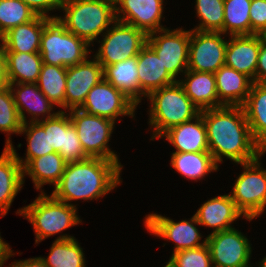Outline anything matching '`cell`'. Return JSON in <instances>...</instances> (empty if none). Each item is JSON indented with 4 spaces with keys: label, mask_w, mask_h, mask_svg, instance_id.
Here are the masks:
<instances>
[{
    "label": "cell",
    "mask_w": 266,
    "mask_h": 267,
    "mask_svg": "<svg viewBox=\"0 0 266 267\" xmlns=\"http://www.w3.org/2000/svg\"><path fill=\"white\" fill-rule=\"evenodd\" d=\"M209 152L219 165L223 158L236 164L255 160L264 151L254 141L243 107L222 106L200 111Z\"/></svg>",
    "instance_id": "obj_1"
},
{
    "label": "cell",
    "mask_w": 266,
    "mask_h": 267,
    "mask_svg": "<svg viewBox=\"0 0 266 267\" xmlns=\"http://www.w3.org/2000/svg\"><path fill=\"white\" fill-rule=\"evenodd\" d=\"M122 167L120 162L102 158L67 163L51 195L71 206H75L72 201L98 200L121 184Z\"/></svg>",
    "instance_id": "obj_2"
},
{
    "label": "cell",
    "mask_w": 266,
    "mask_h": 267,
    "mask_svg": "<svg viewBox=\"0 0 266 267\" xmlns=\"http://www.w3.org/2000/svg\"><path fill=\"white\" fill-rule=\"evenodd\" d=\"M60 10L58 21L90 46L116 21L115 0H63Z\"/></svg>",
    "instance_id": "obj_3"
},
{
    "label": "cell",
    "mask_w": 266,
    "mask_h": 267,
    "mask_svg": "<svg viewBox=\"0 0 266 267\" xmlns=\"http://www.w3.org/2000/svg\"><path fill=\"white\" fill-rule=\"evenodd\" d=\"M147 99L151 104L148 119L153 128L151 140L159 139L173 126L191 121L200 114L178 81L151 92Z\"/></svg>",
    "instance_id": "obj_4"
},
{
    "label": "cell",
    "mask_w": 266,
    "mask_h": 267,
    "mask_svg": "<svg viewBox=\"0 0 266 267\" xmlns=\"http://www.w3.org/2000/svg\"><path fill=\"white\" fill-rule=\"evenodd\" d=\"M77 212L76 206L46 195L42 190L31 204L18 209L16 214L24 216L31 223L36 236L35 244H39L47 237L82 223Z\"/></svg>",
    "instance_id": "obj_5"
},
{
    "label": "cell",
    "mask_w": 266,
    "mask_h": 267,
    "mask_svg": "<svg viewBox=\"0 0 266 267\" xmlns=\"http://www.w3.org/2000/svg\"><path fill=\"white\" fill-rule=\"evenodd\" d=\"M82 38L69 32L58 19H51L43 28L39 54L43 63L70 67L84 62L92 50Z\"/></svg>",
    "instance_id": "obj_6"
},
{
    "label": "cell",
    "mask_w": 266,
    "mask_h": 267,
    "mask_svg": "<svg viewBox=\"0 0 266 267\" xmlns=\"http://www.w3.org/2000/svg\"><path fill=\"white\" fill-rule=\"evenodd\" d=\"M240 163L244 171L239 174L229 194L237 209L248 221L261 216L266 208V169L261 166V157Z\"/></svg>",
    "instance_id": "obj_7"
},
{
    "label": "cell",
    "mask_w": 266,
    "mask_h": 267,
    "mask_svg": "<svg viewBox=\"0 0 266 267\" xmlns=\"http://www.w3.org/2000/svg\"><path fill=\"white\" fill-rule=\"evenodd\" d=\"M102 36L101 42L98 40L100 47L93 57L104 68L137 56L147 44L148 35L141 29L116 20Z\"/></svg>",
    "instance_id": "obj_8"
},
{
    "label": "cell",
    "mask_w": 266,
    "mask_h": 267,
    "mask_svg": "<svg viewBox=\"0 0 266 267\" xmlns=\"http://www.w3.org/2000/svg\"><path fill=\"white\" fill-rule=\"evenodd\" d=\"M84 153L89 158H102L120 162L118 155L109 147L115 122L96 115H89L80 109L68 110Z\"/></svg>",
    "instance_id": "obj_9"
},
{
    "label": "cell",
    "mask_w": 266,
    "mask_h": 267,
    "mask_svg": "<svg viewBox=\"0 0 266 267\" xmlns=\"http://www.w3.org/2000/svg\"><path fill=\"white\" fill-rule=\"evenodd\" d=\"M160 34V35H159ZM190 30L168 28L151 32L147 44L157 53L166 70L178 81L188 70Z\"/></svg>",
    "instance_id": "obj_10"
},
{
    "label": "cell",
    "mask_w": 266,
    "mask_h": 267,
    "mask_svg": "<svg viewBox=\"0 0 266 267\" xmlns=\"http://www.w3.org/2000/svg\"><path fill=\"white\" fill-rule=\"evenodd\" d=\"M206 242L213 267H253L249 262L252 257V244L234 227L210 233Z\"/></svg>",
    "instance_id": "obj_11"
},
{
    "label": "cell",
    "mask_w": 266,
    "mask_h": 267,
    "mask_svg": "<svg viewBox=\"0 0 266 267\" xmlns=\"http://www.w3.org/2000/svg\"><path fill=\"white\" fill-rule=\"evenodd\" d=\"M79 109L89 115L104 117L116 122L119 116L134 117L137 106L103 78L89 91Z\"/></svg>",
    "instance_id": "obj_12"
},
{
    "label": "cell",
    "mask_w": 266,
    "mask_h": 267,
    "mask_svg": "<svg viewBox=\"0 0 266 267\" xmlns=\"http://www.w3.org/2000/svg\"><path fill=\"white\" fill-rule=\"evenodd\" d=\"M221 32L190 30L188 70L215 73L225 65L227 42Z\"/></svg>",
    "instance_id": "obj_13"
},
{
    "label": "cell",
    "mask_w": 266,
    "mask_h": 267,
    "mask_svg": "<svg viewBox=\"0 0 266 267\" xmlns=\"http://www.w3.org/2000/svg\"><path fill=\"white\" fill-rule=\"evenodd\" d=\"M145 229L150 234L175 243L172 253L197 248L205 245L206 238L200 242L202 235L196 225H200L193 215L190 220L174 222L170 217L150 213L144 219Z\"/></svg>",
    "instance_id": "obj_14"
},
{
    "label": "cell",
    "mask_w": 266,
    "mask_h": 267,
    "mask_svg": "<svg viewBox=\"0 0 266 267\" xmlns=\"http://www.w3.org/2000/svg\"><path fill=\"white\" fill-rule=\"evenodd\" d=\"M164 0H115V18L147 35L165 29L161 24Z\"/></svg>",
    "instance_id": "obj_15"
},
{
    "label": "cell",
    "mask_w": 266,
    "mask_h": 267,
    "mask_svg": "<svg viewBox=\"0 0 266 267\" xmlns=\"http://www.w3.org/2000/svg\"><path fill=\"white\" fill-rule=\"evenodd\" d=\"M103 78V67L95 58L67 67L64 109H79L89 91Z\"/></svg>",
    "instance_id": "obj_16"
},
{
    "label": "cell",
    "mask_w": 266,
    "mask_h": 267,
    "mask_svg": "<svg viewBox=\"0 0 266 267\" xmlns=\"http://www.w3.org/2000/svg\"><path fill=\"white\" fill-rule=\"evenodd\" d=\"M49 150L58 152L67 162H79L89 158L83 150L77 131L66 111L59 112L48 119Z\"/></svg>",
    "instance_id": "obj_17"
},
{
    "label": "cell",
    "mask_w": 266,
    "mask_h": 267,
    "mask_svg": "<svg viewBox=\"0 0 266 267\" xmlns=\"http://www.w3.org/2000/svg\"><path fill=\"white\" fill-rule=\"evenodd\" d=\"M8 86L23 124L40 122L54 117L59 112H53L55 105L40 91L37 83H9ZM25 112L31 115L30 121L27 120Z\"/></svg>",
    "instance_id": "obj_18"
},
{
    "label": "cell",
    "mask_w": 266,
    "mask_h": 267,
    "mask_svg": "<svg viewBox=\"0 0 266 267\" xmlns=\"http://www.w3.org/2000/svg\"><path fill=\"white\" fill-rule=\"evenodd\" d=\"M226 47L225 65L255 82L261 38L259 34L231 35Z\"/></svg>",
    "instance_id": "obj_19"
},
{
    "label": "cell",
    "mask_w": 266,
    "mask_h": 267,
    "mask_svg": "<svg viewBox=\"0 0 266 267\" xmlns=\"http://www.w3.org/2000/svg\"><path fill=\"white\" fill-rule=\"evenodd\" d=\"M139 103L151 92L171 85L177 80L166 70L157 53L146 44L137 55Z\"/></svg>",
    "instance_id": "obj_20"
},
{
    "label": "cell",
    "mask_w": 266,
    "mask_h": 267,
    "mask_svg": "<svg viewBox=\"0 0 266 267\" xmlns=\"http://www.w3.org/2000/svg\"><path fill=\"white\" fill-rule=\"evenodd\" d=\"M50 20L37 15L33 20L8 30L0 37L4 52L39 53L43 28Z\"/></svg>",
    "instance_id": "obj_21"
},
{
    "label": "cell",
    "mask_w": 266,
    "mask_h": 267,
    "mask_svg": "<svg viewBox=\"0 0 266 267\" xmlns=\"http://www.w3.org/2000/svg\"><path fill=\"white\" fill-rule=\"evenodd\" d=\"M194 215L200 226L213 228L211 233L233 228L231 224L244 217L229 194L208 199Z\"/></svg>",
    "instance_id": "obj_22"
},
{
    "label": "cell",
    "mask_w": 266,
    "mask_h": 267,
    "mask_svg": "<svg viewBox=\"0 0 266 267\" xmlns=\"http://www.w3.org/2000/svg\"><path fill=\"white\" fill-rule=\"evenodd\" d=\"M163 137L173 145L175 152L209 151L206 127L201 114L191 121L173 126L160 136L161 139Z\"/></svg>",
    "instance_id": "obj_23"
},
{
    "label": "cell",
    "mask_w": 266,
    "mask_h": 267,
    "mask_svg": "<svg viewBox=\"0 0 266 267\" xmlns=\"http://www.w3.org/2000/svg\"><path fill=\"white\" fill-rule=\"evenodd\" d=\"M23 184V168L16 153L10 147H4L0 156V217L8 213Z\"/></svg>",
    "instance_id": "obj_24"
},
{
    "label": "cell",
    "mask_w": 266,
    "mask_h": 267,
    "mask_svg": "<svg viewBox=\"0 0 266 267\" xmlns=\"http://www.w3.org/2000/svg\"><path fill=\"white\" fill-rule=\"evenodd\" d=\"M183 75L178 82L200 111L223 106L218 100L214 73L187 70Z\"/></svg>",
    "instance_id": "obj_25"
},
{
    "label": "cell",
    "mask_w": 266,
    "mask_h": 267,
    "mask_svg": "<svg viewBox=\"0 0 266 267\" xmlns=\"http://www.w3.org/2000/svg\"><path fill=\"white\" fill-rule=\"evenodd\" d=\"M218 100L223 106H243L253 81L243 73L226 65L215 73Z\"/></svg>",
    "instance_id": "obj_26"
},
{
    "label": "cell",
    "mask_w": 266,
    "mask_h": 267,
    "mask_svg": "<svg viewBox=\"0 0 266 267\" xmlns=\"http://www.w3.org/2000/svg\"><path fill=\"white\" fill-rule=\"evenodd\" d=\"M242 107L254 141L266 151V83L253 82Z\"/></svg>",
    "instance_id": "obj_27"
},
{
    "label": "cell",
    "mask_w": 266,
    "mask_h": 267,
    "mask_svg": "<svg viewBox=\"0 0 266 267\" xmlns=\"http://www.w3.org/2000/svg\"><path fill=\"white\" fill-rule=\"evenodd\" d=\"M66 165L67 162L58 152L34 158L23 168V182L27 175L31 177L36 190L41 191L46 184H53L52 186L55 187L59 183Z\"/></svg>",
    "instance_id": "obj_28"
},
{
    "label": "cell",
    "mask_w": 266,
    "mask_h": 267,
    "mask_svg": "<svg viewBox=\"0 0 266 267\" xmlns=\"http://www.w3.org/2000/svg\"><path fill=\"white\" fill-rule=\"evenodd\" d=\"M104 79L126 95L136 106L139 104L137 56L103 68Z\"/></svg>",
    "instance_id": "obj_29"
},
{
    "label": "cell",
    "mask_w": 266,
    "mask_h": 267,
    "mask_svg": "<svg viewBox=\"0 0 266 267\" xmlns=\"http://www.w3.org/2000/svg\"><path fill=\"white\" fill-rule=\"evenodd\" d=\"M170 163L181 176L191 181L204 179L205 175L208 176L219 168L209 151L173 152Z\"/></svg>",
    "instance_id": "obj_30"
},
{
    "label": "cell",
    "mask_w": 266,
    "mask_h": 267,
    "mask_svg": "<svg viewBox=\"0 0 266 267\" xmlns=\"http://www.w3.org/2000/svg\"><path fill=\"white\" fill-rule=\"evenodd\" d=\"M8 83H37L42 56L39 53L5 52Z\"/></svg>",
    "instance_id": "obj_31"
},
{
    "label": "cell",
    "mask_w": 266,
    "mask_h": 267,
    "mask_svg": "<svg viewBox=\"0 0 266 267\" xmlns=\"http://www.w3.org/2000/svg\"><path fill=\"white\" fill-rule=\"evenodd\" d=\"M84 256L80 243L65 233L53 241L47 258L41 259L46 267H86Z\"/></svg>",
    "instance_id": "obj_32"
},
{
    "label": "cell",
    "mask_w": 266,
    "mask_h": 267,
    "mask_svg": "<svg viewBox=\"0 0 266 267\" xmlns=\"http://www.w3.org/2000/svg\"><path fill=\"white\" fill-rule=\"evenodd\" d=\"M26 134L27 138V151L25 159L19 157L16 149L11 141V136L7 137L5 147H10L17 155V159L24 168L32 159L41 157L43 155L55 152L54 150H49V140H48V119L31 123H24L20 135Z\"/></svg>",
    "instance_id": "obj_33"
},
{
    "label": "cell",
    "mask_w": 266,
    "mask_h": 267,
    "mask_svg": "<svg viewBox=\"0 0 266 267\" xmlns=\"http://www.w3.org/2000/svg\"><path fill=\"white\" fill-rule=\"evenodd\" d=\"M66 72L67 67L43 63L37 81L38 88L52 104L63 109L66 91Z\"/></svg>",
    "instance_id": "obj_34"
},
{
    "label": "cell",
    "mask_w": 266,
    "mask_h": 267,
    "mask_svg": "<svg viewBox=\"0 0 266 267\" xmlns=\"http://www.w3.org/2000/svg\"><path fill=\"white\" fill-rule=\"evenodd\" d=\"M251 0H224L223 34L251 35Z\"/></svg>",
    "instance_id": "obj_35"
},
{
    "label": "cell",
    "mask_w": 266,
    "mask_h": 267,
    "mask_svg": "<svg viewBox=\"0 0 266 267\" xmlns=\"http://www.w3.org/2000/svg\"><path fill=\"white\" fill-rule=\"evenodd\" d=\"M199 24L192 30L223 33L224 0H196Z\"/></svg>",
    "instance_id": "obj_36"
},
{
    "label": "cell",
    "mask_w": 266,
    "mask_h": 267,
    "mask_svg": "<svg viewBox=\"0 0 266 267\" xmlns=\"http://www.w3.org/2000/svg\"><path fill=\"white\" fill-rule=\"evenodd\" d=\"M36 16L21 0H0V37L11 28L27 23Z\"/></svg>",
    "instance_id": "obj_37"
},
{
    "label": "cell",
    "mask_w": 266,
    "mask_h": 267,
    "mask_svg": "<svg viewBox=\"0 0 266 267\" xmlns=\"http://www.w3.org/2000/svg\"><path fill=\"white\" fill-rule=\"evenodd\" d=\"M23 126L19 112L9 86L0 91V131L11 134H20Z\"/></svg>",
    "instance_id": "obj_38"
},
{
    "label": "cell",
    "mask_w": 266,
    "mask_h": 267,
    "mask_svg": "<svg viewBox=\"0 0 266 267\" xmlns=\"http://www.w3.org/2000/svg\"><path fill=\"white\" fill-rule=\"evenodd\" d=\"M167 264L170 267H213L207 244L172 253Z\"/></svg>",
    "instance_id": "obj_39"
},
{
    "label": "cell",
    "mask_w": 266,
    "mask_h": 267,
    "mask_svg": "<svg viewBox=\"0 0 266 267\" xmlns=\"http://www.w3.org/2000/svg\"><path fill=\"white\" fill-rule=\"evenodd\" d=\"M251 35L260 34L266 28V0H251Z\"/></svg>",
    "instance_id": "obj_40"
},
{
    "label": "cell",
    "mask_w": 266,
    "mask_h": 267,
    "mask_svg": "<svg viewBox=\"0 0 266 267\" xmlns=\"http://www.w3.org/2000/svg\"><path fill=\"white\" fill-rule=\"evenodd\" d=\"M25 3L36 15L44 16L51 19H57V16H49L48 13L55 9H61L63 0H21Z\"/></svg>",
    "instance_id": "obj_41"
},
{
    "label": "cell",
    "mask_w": 266,
    "mask_h": 267,
    "mask_svg": "<svg viewBox=\"0 0 266 267\" xmlns=\"http://www.w3.org/2000/svg\"><path fill=\"white\" fill-rule=\"evenodd\" d=\"M255 82L266 83V44L262 43V41L256 67Z\"/></svg>",
    "instance_id": "obj_42"
},
{
    "label": "cell",
    "mask_w": 266,
    "mask_h": 267,
    "mask_svg": "<svg viewBox=\"0 0 266 267\" xmlns=\"http://www.w3.org/2000/svg\"><path fill=\"white\" fill-rule=\"evenodd\" d=\"M7 267H46L41 257L29 258L26 260H15Z\"/></svg>",
    "instance_id": "obj_43"
},
{
    "label": "cell",
    "mask_w": 266,
    "mask_h": 267,
    "mask_svg": "<svg viewBox=\"0 0 266 267\" xmlns=\"http://www.w3.org/2000/svg\"><path fill=\"white\" fill-rule=\"evenodd\" d=\"M9 85L6 75V55L3 47L0 45V91Z\"/></svg>",
    "instance_id": "obj_44"
},
{
    "label": "cell",
    "mask_w": 266,
    "mask_h": 267,
    "mask_svg": "<svg viewBox=\"0 0 266 267\" xmlns=\"http://www.w3.org/2000/svg\"><path fill=\"white\" fill-rule=\"evenodd\" d=\"M14 255L15 253L10 249L9 244L6 243L0 235V267H3L4 263Z\"/></svg>",
    "instance_id": "obj_45"
},
{
    "label": "cell",
    "mask_w": 266,
    "mask_h": 267,
    "mask_svg": "<svg viewBox=\"0 0 266 267\" xmlns=\"http://www.w3.org/2000/svg\"><path fill=\"white\" fill-rule=\"evenodd\" d=\"M262 43L266 44V28L259 34Z\"/></svg>",
    "instance_id": "obj_46"
},
{
    "label": "cell",
    "mask_w": 266,
    "mask_h": 267,
    "mask_svg": "<svg viewBox=\"0 0 266 267\" xmlns=\"http://www.w3.org/2000/svg\"><path fill=\"white\" fill-rule=\"evenodd\" d=\"M258 264L259 267H266V256Z\"/></svg>",
    "instance_id": "obj_47"
}]
</instances>
